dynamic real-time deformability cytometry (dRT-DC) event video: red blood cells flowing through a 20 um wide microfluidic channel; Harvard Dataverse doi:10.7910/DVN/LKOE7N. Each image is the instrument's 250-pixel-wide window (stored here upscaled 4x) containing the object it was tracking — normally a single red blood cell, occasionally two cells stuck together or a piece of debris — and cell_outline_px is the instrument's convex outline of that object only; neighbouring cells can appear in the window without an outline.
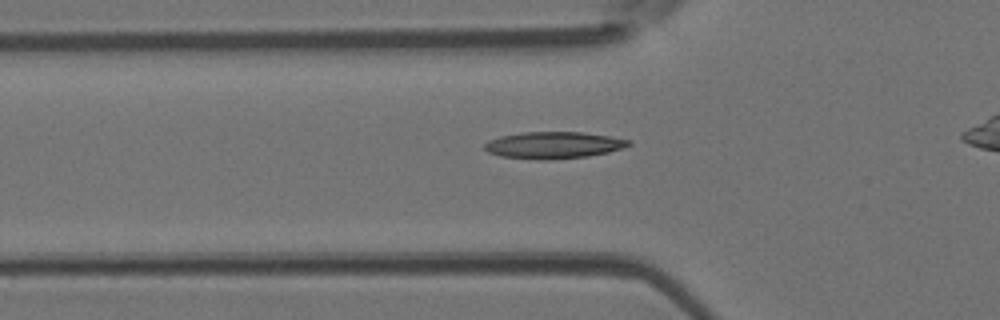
{"species": "Egyptian fruit bat (a non-hibernating species)", "species_latin": "Rousettus aegyptiacus", "temperature_condition": "room temperature", "stored_images_in_passage": 36, "camera_frame_rate_fps": 3000, "um_per_image_px": 0.085, "animal": {"sex": "female"}, "frame": {"image": 1, "passage_image": 10, "time_ms": 3.0, "image_size_px": [1000, 320], "cell_outline_px": [[632, 144], [608, 152], [588, 156], [552, 160], [500, 156], [488, 152], [484, 148], [484, 144], [488, 140], [500, 136], [524, 132], [580, 132], [608, 136], [632, 140]], "centroid_in_image_um": [47.04, 12.33], "position_along_channel_um": 78.8, "area_um2": 22.31}}
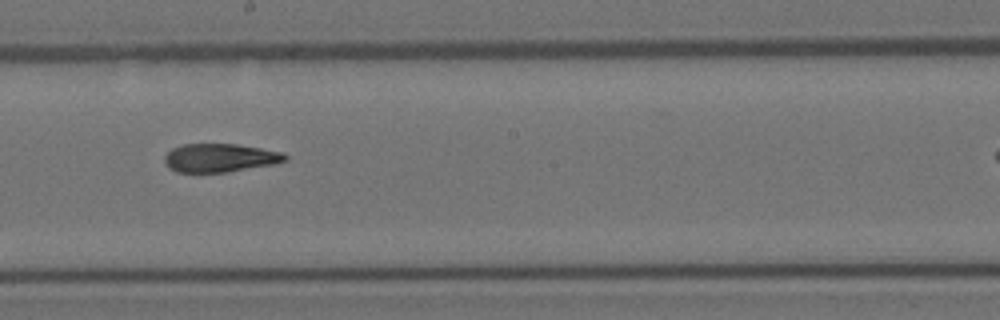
{"frame": {"image": 2, "passage_image": 21, "time_ms": 6.667, "image_size_px": [1000, 320], "cell_outline_px": [[288, 160], [272, 164], [228, 172], [176, 172], [168, 168], [164, 160], [164, 156], [172, 148], [184, 144], [236, 144], [284, 152], [288, 156]], "centroid_in_image_um": [18.69, 13.42], "position_along_channel_um": 229.5, "area_um2": 20.0}}
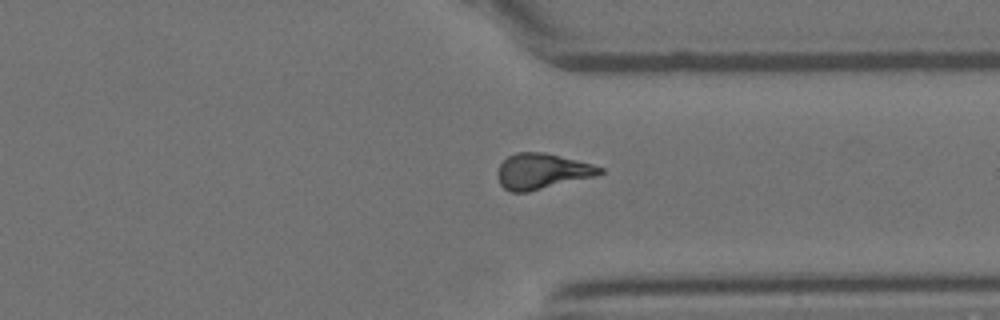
{"frame": {"image": 3, "passage_image": 31, "time_ms": 10.0, "image_size_px": [1000, 320], "cell_outline_px": [[604, 172], [592, 176], [528, 192], [512, 192], [504, 188], [500, 184], [496, 176], [496, 172], [500, 164], [508, 156], [516, 152], [544, 152], [592, 164], [604, 168]], "centroid_in_image_um": [46.01, 14.55], "position_along_channel_um": 365.4, "area_um2": 20.98}}